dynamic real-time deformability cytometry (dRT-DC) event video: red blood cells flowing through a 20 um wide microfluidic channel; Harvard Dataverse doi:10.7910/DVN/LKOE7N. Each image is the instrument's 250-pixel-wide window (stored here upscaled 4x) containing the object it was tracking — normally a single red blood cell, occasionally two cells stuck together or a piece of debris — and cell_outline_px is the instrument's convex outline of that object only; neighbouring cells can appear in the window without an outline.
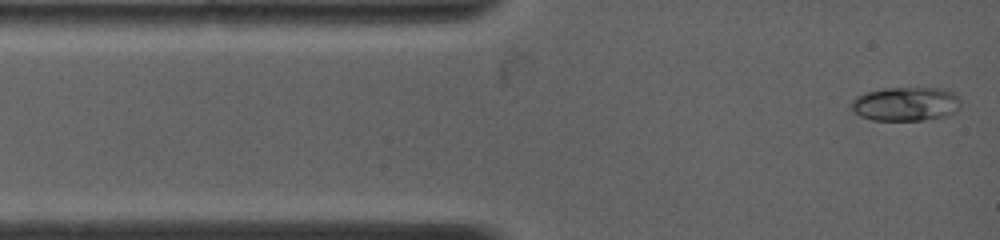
{"species": "common noctule bat (a hibernating species)", "species_latin": "Nyctalus noctula", "temperature_condition": "warm", "stored_images_in_passage": 37, "camera_frame_rate_fps": 4500, "um_per_image_px": 0.085, "animal": {"sex": "female", "body_mass_g": 19.0, "forearm_length_mm": 53.3}, "frame": {"image": 1, "passage_image": 1, "time_ms": 0.0, "image_size_px": [1000, 240], "cell_outline_px": [[960, 108], [956, 112], [948, 116], [920, 120], [872, 120], [860, 116], [852, 112], [848, 104], [856, 96], [868, 92], [884, 88], [940, 88], [952, 92], [960, 96]], "centroid_in_image_um": [76.98, 8.84], "position_along_channel_um": 8.0, "area_um2": 22.02}}
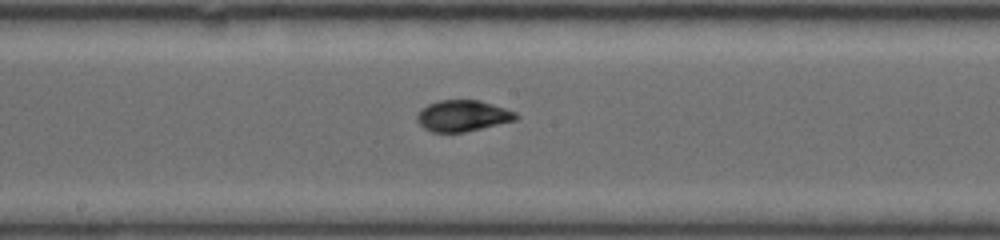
{"frame": {"image": 2, "passage_image": 16, "time_ms": 6.222, "image_size_px": [1000, 240], "cell_outline_px": [[516, 120], [464, 132], [432, 132], [424, 128], [416, 120], [416, 116], [428, 104], [436, 100], [480, 100], [516, 112]], "centroid_in_image_um": [39.31, 9.84], "position_along_channel_um": 208.9, "area_um2": 17.74}}
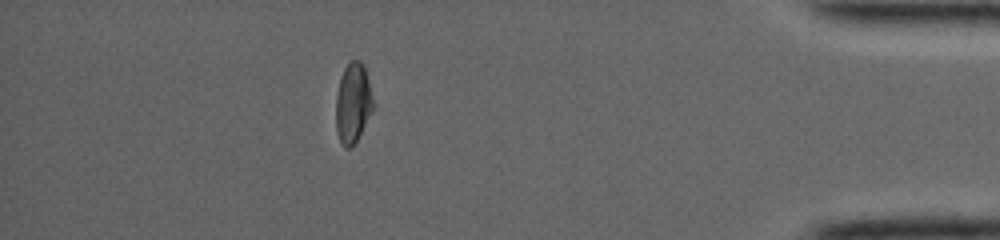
{"frame": {"image": 3, "passage_image": 32, "time_ms": 12.667, "image_size_px": [1000, 240], "cell_outline_px": [[372, 112], [356, 140], [348, 148], [344, 148], [340, 140], [336, 128], [336, 96], [340, 76], [348, 60], [360, 60], [364, 64], [368, 80], [372, 100]], "centroid_in_image_um": [29.98, 8.7], "position_along_channel_um": 405.2, "area_um2": 17.11}, "authors_computed_cell_mechanics": {"area_um2": 17.7446, "velocity_mm_per_s": 3.8867, "shape_relaxation_time_tau1_ms": 5.7589, "shape_relaxation_time_tau2_ms": 1.5659, "deformation_change_tau1": 0.2167, "deformation_change_tau2": 0.0611}}